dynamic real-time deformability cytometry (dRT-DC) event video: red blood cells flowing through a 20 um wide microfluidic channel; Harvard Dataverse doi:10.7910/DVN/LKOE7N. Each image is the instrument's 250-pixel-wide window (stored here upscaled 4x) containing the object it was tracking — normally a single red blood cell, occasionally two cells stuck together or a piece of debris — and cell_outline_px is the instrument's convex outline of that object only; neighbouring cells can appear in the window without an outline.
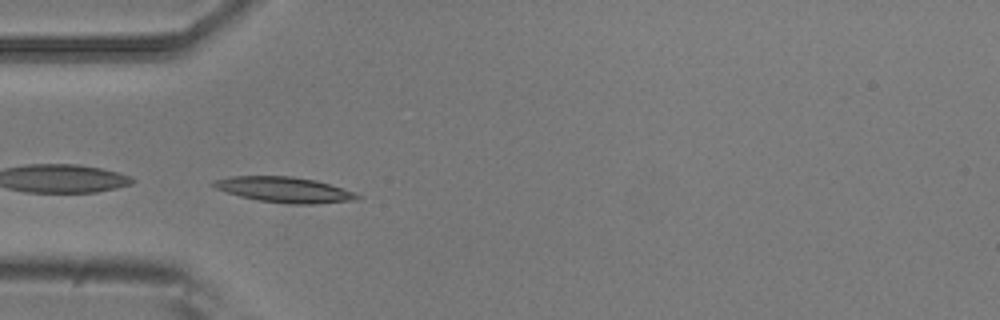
{"species": "common noctule bat (a hibernating species)", "species_latin": "Nyctalus noctula", "temperature_condition": "room temperature", "stored_images_in_passage": 5, "camera_frame_rate_fps": 3000, "um_per_image_px": 0.085, "animal": {"sex": "male", "body_mass_g": 20.5, "forearm_length_mm": 52.5}, "frame": {"image": 1, "passage_image": 4, "time_ms": 1.0, "image_size_px": [1000, 320], "cell_outline_px": [[364, 196], [356, 200], [316, 204], [288, 204], [260, 200], [240, 196], [216, 188], [208, 184], [212, 180], [232, 176], [292, 176], [316, 180], [356, 192]], "centroid_in_image_um": [24.2, 16.12], "position_along_channel_um": 60.8, "area_um2": 21.5}}